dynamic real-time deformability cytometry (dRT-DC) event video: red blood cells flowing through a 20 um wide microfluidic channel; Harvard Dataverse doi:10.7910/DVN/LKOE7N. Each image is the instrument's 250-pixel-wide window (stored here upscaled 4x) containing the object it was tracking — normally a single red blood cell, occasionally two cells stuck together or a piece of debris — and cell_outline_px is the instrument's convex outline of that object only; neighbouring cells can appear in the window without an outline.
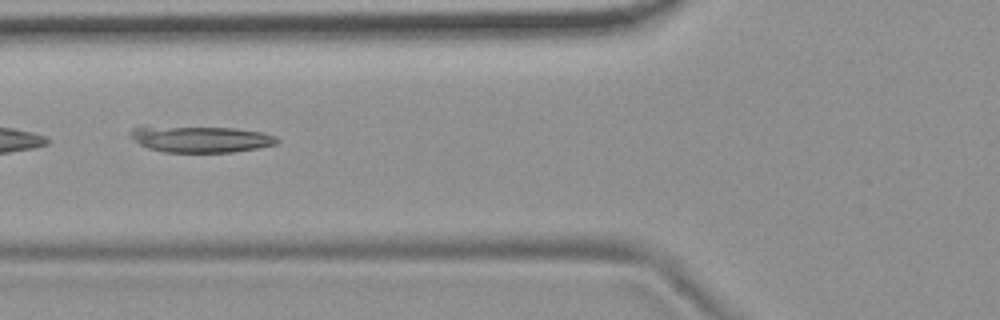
{"species": "common noctule bat (a hibernating species)", "species_latin": "Nyctalus noctula", "temperature_condition": "room temperature", "stored_images_in_passage": 9, "camera_frame_rate_fps": 3000, "um_per_image_px": 0.085, "animal": {"sex": "female", "body_mass_g": 19.9}, "frame": {"image": 1, "passage_image": 6, "time_ms": 6.0, "image_size_px": [1000, 320], "cell_outline_px": [[280, 140], [276, 144], [256, 148], [232, 152], [164, 152], [148, 148], [140, 144], [132, 136], [132, 128], [140, 124], [144, 124], [236, 128], [264, 132], [276, 136]], "centroid_in_image_um": [17.01, 11.78], "position_along_channel_um": 108.8, "area_um2": 23.24}}
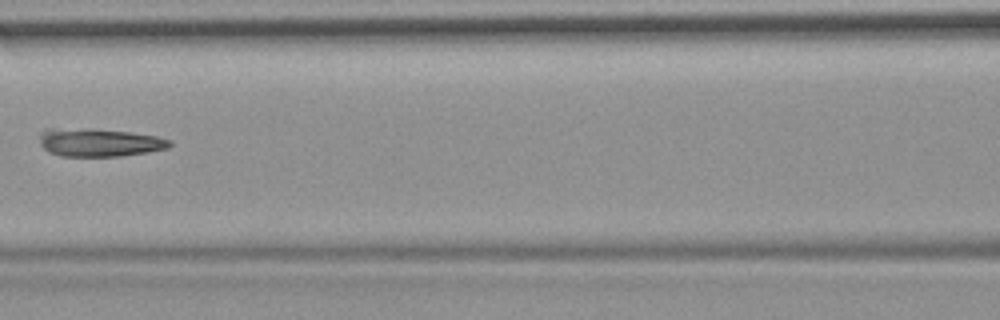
{"frame": {"image": 2, "passage_image": 7, "time_ms": 7.333, "image_size_px": [1000, 320], "cell_outline_px": [[172, 144], [168, 148], [148, 152], [120, 156], [60, 156], [48, 152], [40, 144], [40, 132], [44, 128], [92, 128], [132, 132], [156, 136], [172, 140]], "centroid_in_image_um": [8.42, 12.09], "position_along_channel_um": 158.2, "area_um2": 21.68}}